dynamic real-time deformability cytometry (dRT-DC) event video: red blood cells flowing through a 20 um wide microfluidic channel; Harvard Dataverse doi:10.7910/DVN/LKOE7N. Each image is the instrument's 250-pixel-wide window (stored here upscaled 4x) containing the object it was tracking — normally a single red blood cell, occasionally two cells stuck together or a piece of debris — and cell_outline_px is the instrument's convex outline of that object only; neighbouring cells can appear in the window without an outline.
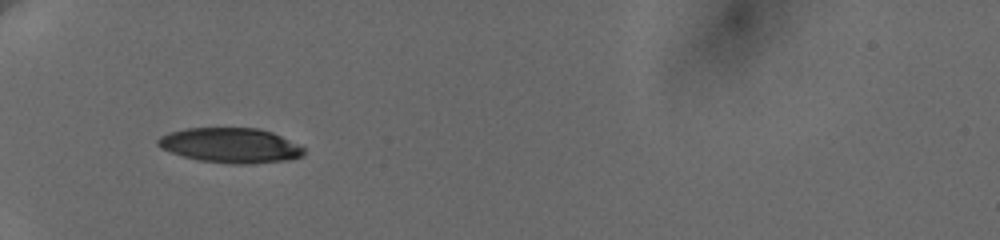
{"species": "human", "species_latin": "Homo sapiens", "temperature_condition": "cold", "stored_images_in_passage": 20, "camera_frame_rate_fps": 3000, "um_per_image_px": 0.085, "donor": {"sex": "female"}, "frame": {"image": 1, "passage_image": 1, "time_ms": 0.0, "image_size_px": [1000, 240], "cell_outline_px": [[304, 152], [300, 156], [288, 160], [252, 164], [232, 164], [200, 160], [184, 156], [160, 148], [156, 144], [156, 140], [160, 136], [168, 132], [184, 128], [256, 128], [272, 132], [304, 148]], "centroid_in_image_um": [19.54, 12.35], "position_along_channel_um": 65.5, "area_um2": 29.54}}
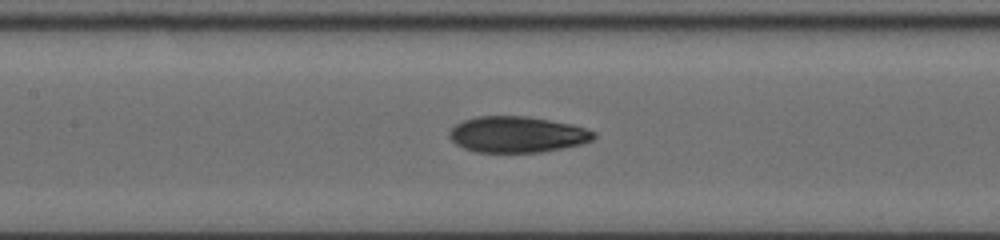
{"frame": {"image": 2, "passage_image": 15, "time_ms": 3.0, "image_size_px": [1000, 240], "cell_outline_px": [[596, 136], [592, 140], [584, 144], [564, 148], [540, 152], [476, 152], [464, 148], [456, 144], [448, 136], [448, 132], [456, 124], [464, 120], [476, 116], [528, 116], [572, 124], [596, 132]], "centroid_in_image_um": [43.97, 11.43], "position_along_channel_um": 163.4, "area_um2": 30.52}}
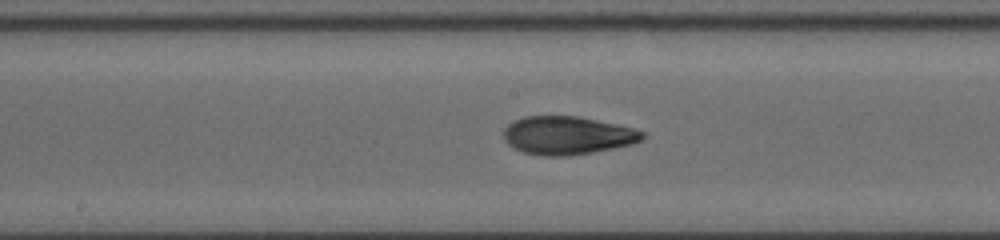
{"frame": {"image": 3, "passage_image": 20, "time_ms": 4.0, "image_size_px": [1000, 240], "cell_outline_px": [[644, 140], [632, 144], [592, 152], [568, 156], [540, 156], [524, 152], [512, 148], [504, 140], [504, 128], [508, 124], [524, 116], [576, 116], [632, 128], [644, 132]], "centroid_in_image_um": [48.19, 11.52], "position_along_channel_um": 200.0, "area_um2": 30.75}}